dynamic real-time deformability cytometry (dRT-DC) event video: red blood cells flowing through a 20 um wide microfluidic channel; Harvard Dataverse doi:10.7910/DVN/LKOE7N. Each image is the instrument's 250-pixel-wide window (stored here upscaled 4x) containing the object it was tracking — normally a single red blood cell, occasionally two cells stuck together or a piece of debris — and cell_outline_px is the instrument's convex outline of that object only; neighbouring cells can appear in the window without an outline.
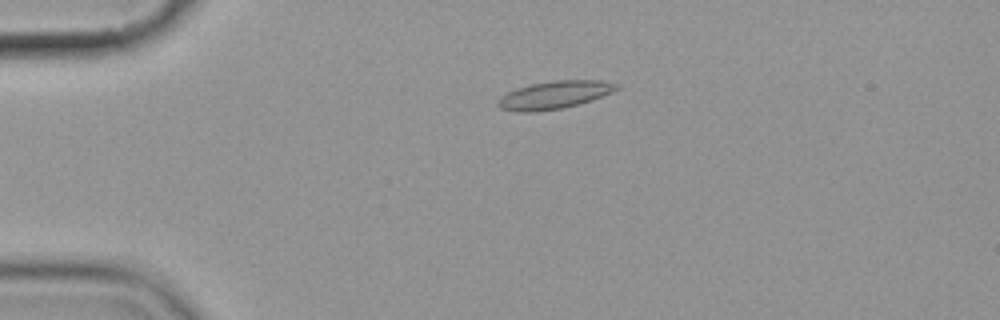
{"species": "common noctule bat (a hibernating species)", "species_latin": "Nyctalus noctula", "temperature_condition": "cold", "stored_images_in_passage": 5, "camera_frame_rate_fps": 3000, "um_per_image_px": 0.085, "animal": {"sex": "female", "body_mass_g": 19.9}, "frame": {"image": 1, "passage_image": 4, "time_ms": 3.333, "image_size_px": [1000, 320], "cell_outline_px": [[620, 88], [612, 92], [592, 100], [580, 104], [564, 108], [536, 112], [520, 112], [500, 108], [496, 104], [496, 100], [500, 96], [516, 88], [532, 84], [552, 80], [600, 80], [620, 84]], "centroid_in_image_um": [47.12, 8.07], "position_along_channel_um": 37.9, "area_um2": 19.48}}